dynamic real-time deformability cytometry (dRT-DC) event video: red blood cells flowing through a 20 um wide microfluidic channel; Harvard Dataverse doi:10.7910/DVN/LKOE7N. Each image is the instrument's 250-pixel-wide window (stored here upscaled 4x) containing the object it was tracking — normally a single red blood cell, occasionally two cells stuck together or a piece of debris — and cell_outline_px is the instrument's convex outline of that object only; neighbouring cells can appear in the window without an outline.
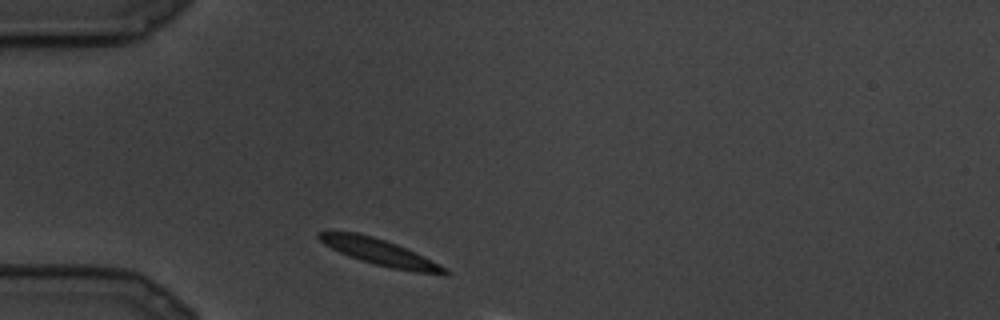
{"species": "common noctule bat (a hibernating species)", "species_latin": "Nyctalus noctula", "temperature_condition": "cold", "stored_images_in_passage": 1, "camera_frame_rate_fps": 3000, "um_per_image_px": 0.085, "animal": {"sex": "male", "body_mass_g": 19.5, "forearm_length_mm": 54.6}, "frame": {"image": 1, "passage_image": 1, "time_ms": 0.0, "image_size_px": [1000, 320], "cell_outline_px": [[452, 272], [416, 272], [392, 268], [360, 260], [348, 256], [324, 244], [316, 236], [316, 232], [356, 232], [372, 236], [396, 244], [424, 256], [448, 268]], "centroid_in_image_um": [32.23, 21.42], "position_along_channel_um": 52.8, "area_um2": 18.67}}